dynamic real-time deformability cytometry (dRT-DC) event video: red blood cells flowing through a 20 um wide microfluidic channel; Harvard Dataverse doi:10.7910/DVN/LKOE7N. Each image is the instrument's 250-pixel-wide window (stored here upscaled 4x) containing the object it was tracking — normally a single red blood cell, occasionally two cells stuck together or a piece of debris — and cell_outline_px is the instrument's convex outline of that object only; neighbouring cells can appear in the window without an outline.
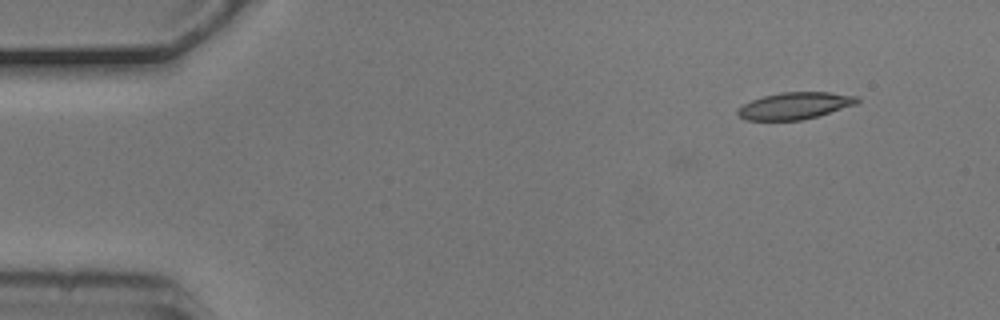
{"species": "common noctule bat (a hibernating species)", "species_latin": "Nyctalus noctula", "temperature_condition": "cold", "stored_images_in_passage": 3, "camera_frame_rate_fps": 3000, "um_per_image_px": 0.085, "animal": {"sex": "male", "body_mass_g": 20.5, "forearm_length_mm": 52.5}, "frame": {"image": 1, "passage_image": 3, "time_ms": 0.667, "image_size_px": [1000, 320], "cell_outline_px": [[860, 100], [856, 104], [816, 116], [800, 120], [744, 120], [736, 112], [744, 104], [752, 100], [764, 96], [780, 92], [832, 92], [860, 96]], "centroid_in_image_um": [67.59, 8.97], "position_along_channel_um": 17.4, "area_um2": 18.55}}